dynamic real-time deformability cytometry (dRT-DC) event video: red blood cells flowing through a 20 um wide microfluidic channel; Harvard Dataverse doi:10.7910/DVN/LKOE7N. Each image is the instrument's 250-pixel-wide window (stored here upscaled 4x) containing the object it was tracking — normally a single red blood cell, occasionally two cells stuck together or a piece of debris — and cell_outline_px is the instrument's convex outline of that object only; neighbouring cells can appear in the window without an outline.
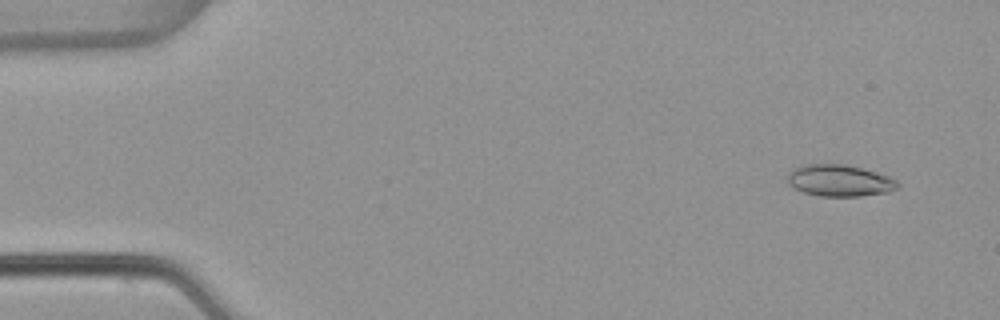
{"species": "common noctule bat (a hibernating species)", "species_latin": "Nyctalus noctula", "temperature_condition": "warm", "stored_images_in_passage": 53, "camera_frame_rate_fps": 3000, "um_per_image_px": 0.085, "animal": {"sex": "female", "body_mass_g": 22.7, "forearm_length_mm": 54.2}, "frame": {"image": 1, "passage_image": 4, "time_ms": 1.0, "image_size_px": [1000, 320], "cell_outline_px": [[900, 184], [896, 188], [888, 192], [860, 196], [820, 196], [804, 192], [792, 188], [788, 184], [784, 176], [792, 168], [804, 164], [844, 164], [876, 172], [888, 176], [896, 180]], "centroid_in_image_um": [71.28, 15.34], "position_along_channel_um": 13.7, "area_um2": 20.52}}
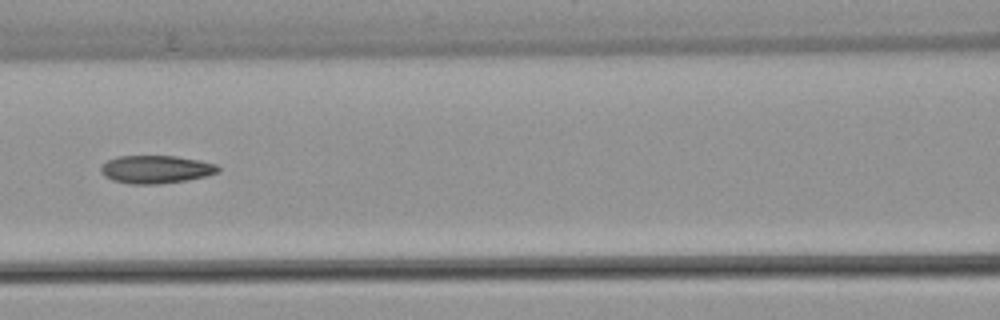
{"frame": {"image": 2, "passage_image": 24, "time_ms": 7.667, "image_size_px": [1000, 320], "cell_outline_px": [[220, 172], [208, 176], [184, 180], [156, 184], [128, 184], [112, 180], [104, 176], [100, 172], [100, 168], [108, 160], [116, 156], [176, 156], [200, 160], [216, 164], [220, 168]], "centroid_in_image_um": [13.26, 14.39], "position_along_channel_um": 153.3, "area_um2": 19.19}}
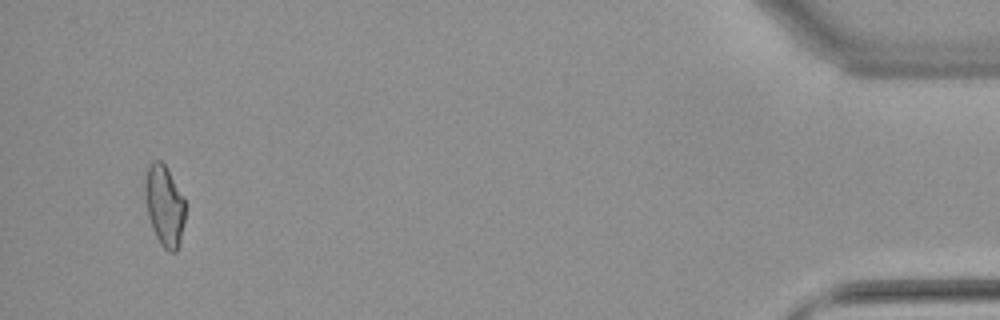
{"frame": {"image": 3, "passage_image": 51, "time_ms": 16.667, "image_size_px": [1000, 320], "cell_outline_px": [[184, 220], [180, 240], [176, 252], [168, 252], [160, 244], [152, 228], [148, 216], [144, 196], [144, 180], [148, 164], [156, 160], [160, 160], [168, 168], [184, 196]], "centroid_in_image_um": [13.95, 17.44], "position_along_channel_um": 421.2, "area_um2": 19.19}, "authors_computed_cell_mechanics": {"area_um2": 19.363, "velocity_mm_per_s": 3.8699, "shape_relaxation_time_tau1_ms": null, "shape_relaxation_time_tau2_ms": 3.7718, "deformation_change_tau1": null, "deformation_change_tau2": 0.1079}}